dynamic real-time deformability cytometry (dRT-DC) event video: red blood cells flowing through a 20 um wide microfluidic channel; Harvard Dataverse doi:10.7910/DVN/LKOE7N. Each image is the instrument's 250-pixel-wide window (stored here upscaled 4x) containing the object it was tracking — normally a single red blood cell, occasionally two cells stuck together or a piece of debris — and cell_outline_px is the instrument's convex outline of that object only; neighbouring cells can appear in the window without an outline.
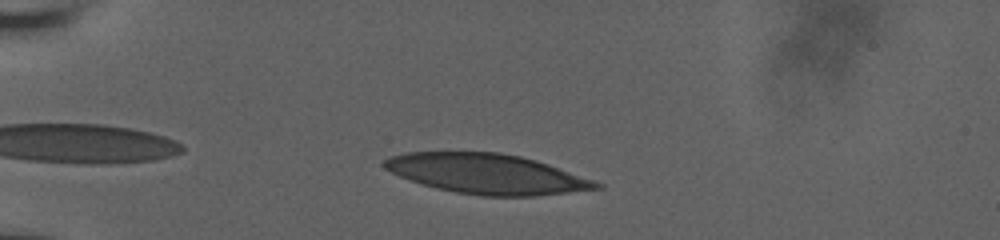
{"species": "human", "species_latin": "Homo sapiens", "temperature_condition": "room temperature", "stored_images_in_passage": 38, "camera_frame_rate_fps": 3000, "um_per_image_px": 0.085, "donor": {"sex": "male"}, "frame": {"image": 1, "passage_image": 4, "time_ms": 1.0, "image_size_px": [1000, 240], "cell_outline_px": [[604, 188], [532, 196], [480, 196], [456, 192], [436, 188], [400, 176], [384, 168], [380, 164], [384, 160], [392, 156], [404, 152], [500, 152], [520, 156], [536, 160], [548, 164], [604, 184]], "centroid_in_image_um": [41.38, 14.77], "position_along_channel_um": 43.6, "area_um2": 49.07}}
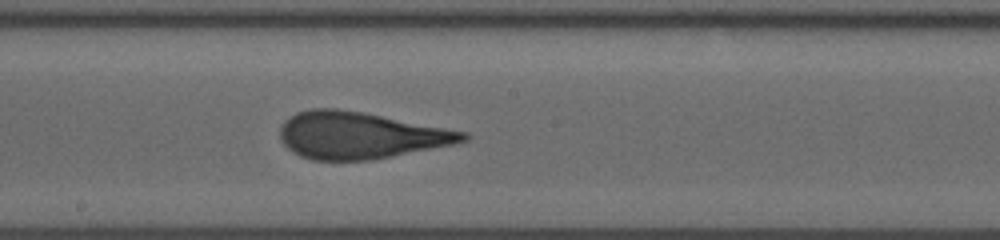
{"frame": {"image": 2, "passage_image": 21, "time_ms": 6.667, "image_size_px": [1000, 240], "cell_outline_px": [[472, 136], [468, 140], [452, 144], [372, 160], [312, 160], [300, 156], [292, 152], [280, 140], [280, 128], [284, 120], [296, 112], [312, 108], [336, 108], [364, 112], [468, 132]], "centroid_in_image_um": [30.59, 11.49], "position_along_channel_um": 217.6, "area_um2": 50.0}}
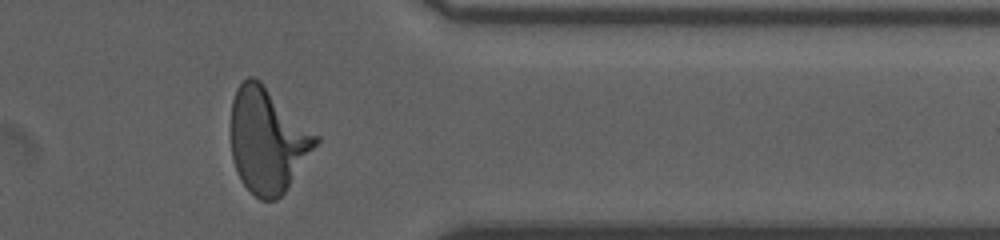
{"frame": {"image": 3, "passage_image": 35, "time_ms": 11.333, "image_size_px": [1000, 240], "cell_outline_px": [[320, 140], [288, 188], [276, 200], [260, 200], [240, 180], [232, 156], [232, 100], [236, 88], [248, 76], [252, 76], [260, 80], [320, 136]], "centroid_in_image_um": [22.77, 11.91], "position_along_channel_um": 388.6, "area_um2": 51.67}, "authors_computed_cell_mechanics": {"area_um2": 49.9681, "velocity_mm_per_s": 3.8506, "shape_relaxation_time_tau1_ms": 8.7229, "shape_relaxation_time_tau2_ms": 0.8675, "deformation_change_tau1": 0.2864, "deformation_change_tau2": 0.0986}}